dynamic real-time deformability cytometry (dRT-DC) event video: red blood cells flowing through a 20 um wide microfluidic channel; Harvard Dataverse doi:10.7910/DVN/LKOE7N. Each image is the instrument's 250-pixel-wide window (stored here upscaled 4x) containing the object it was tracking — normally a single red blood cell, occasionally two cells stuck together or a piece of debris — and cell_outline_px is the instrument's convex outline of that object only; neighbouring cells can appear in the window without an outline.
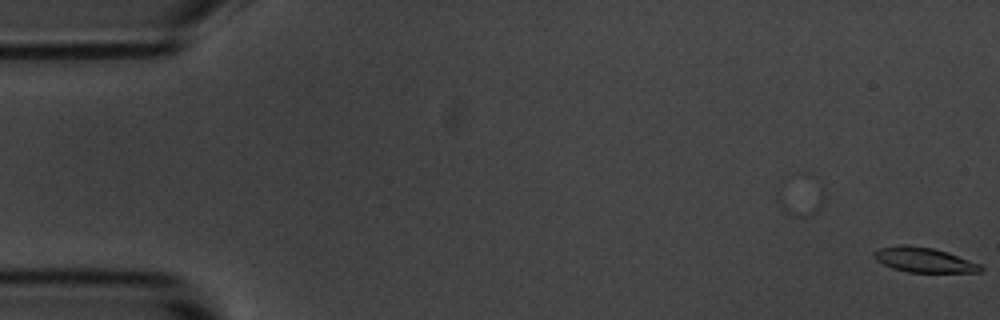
{"species": "common noctule bat (a hibernating species)", "species_latin": "Nyctalus noctula", "temperature_condition": "room temperature", "stored_images_in_passage": 2, "camera_frame_rate_fps": 3000, "um_per_image_px": 0.085, "animal": {"sex": "male", "body_mass_g": 20.1, "forearm_length_mm": 53.5}, "frame": {"image": 1, "passage_image": 2, "time_ms": 0.333, "image_size_px": [1000, 320], "cell_outline_px": [[984, 268], [980, 272], [908, 272], [892, 268], [876, 260], [872, 256], [872, 252], [876, 248], [900, 244], [904, 244], [932, 248], [948, 252], [980, 264]], "centroid_in_image_um": [78.48, 22.08], "position_along_channel_um": 6.5, "area_um2": 15.55}}